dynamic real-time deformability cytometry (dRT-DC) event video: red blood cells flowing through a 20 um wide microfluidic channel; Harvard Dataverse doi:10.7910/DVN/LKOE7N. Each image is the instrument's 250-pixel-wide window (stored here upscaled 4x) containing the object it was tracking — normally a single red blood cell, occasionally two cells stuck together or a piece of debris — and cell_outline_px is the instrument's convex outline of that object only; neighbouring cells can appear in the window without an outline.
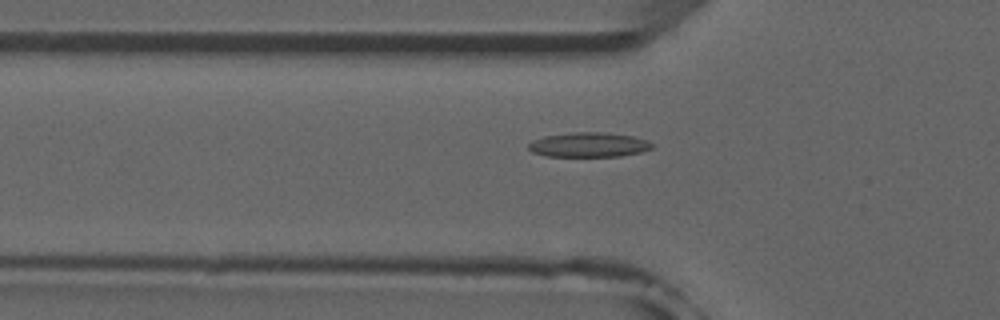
{"species": "common noctule bat (a hibernating species)", "species_latin": "Nyctalus noctula", "temperature_condition": "room temperature", "stored_images_in_passage": 54, "segment_of_instrument_passage": [1, 2], "camera_frame_rate_fps": 3000, "um_per_image_px": 0.085, "animal": {"sex": "male", "forearm_length_mm": 52.5}, "frame": {"image": 1, "passage_image": 18, "time_ms": 5.667, "image_size_px": [1000, 320], "cell_outline_px": [[652, 148], [640, 152], [620, 156], [544, 156], [532, 152], [528, 148], [528, 144], [532, 140], [544, 136], [572, 132], [604, 132], [632, 136], [644, 140], [652, 144]], "centroid_in_image_um": [49.98, 12.3], "position_along_channel_um": 75.8, "area_um2": 17.63}}
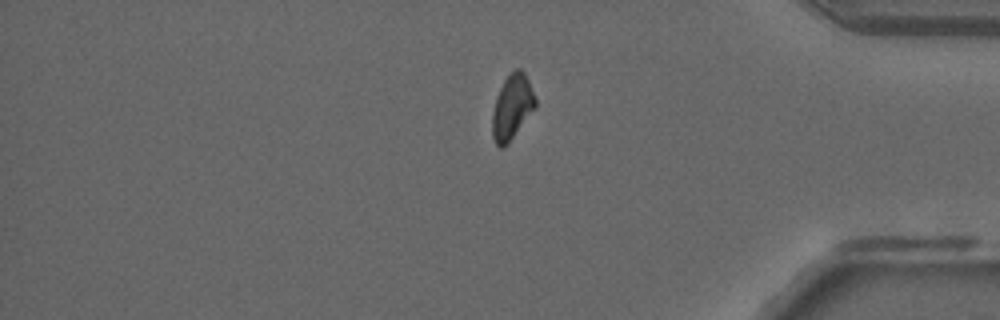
{"frame": {"image": 2, "passage_image": 44, "time_ms": 14.333, "image_size_px": [1000, 320], "cell_outline_px": [[536, 108], [508, 144], [504, 148], [500, 148], [496, 144], [492, 136], [492, 112], [496, 96], [504, 80], [516, 68], [520, 68], [524, 72], [528, 80], [536, 100]], "centroid_in_image_um": [43.52, 9.13], "position_along_channel_um": 391.7, "area_um2": 16.36}}
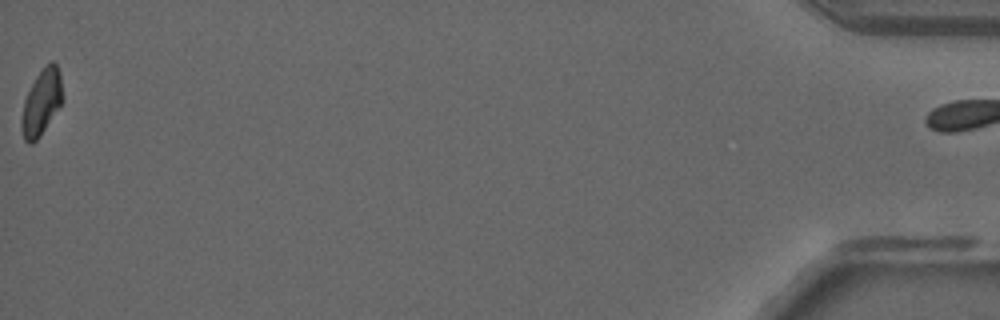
{"frame": {"image": 3, "passage_image": 53, "time_ms": 17.333, "image_size_px": [1000, 320], "cell_outline_px": [[64, 100], [40, 136], [32, 144], [28, 144], [24, 140], [20, 128], [20, 120], [24, 100], [36, 76], [52, 60], [56, 64], [60, 72]], "centroid_in_image_um": [3.52, 8.74], "position_along_channel_um": 431.7, "area_um2": 15.78}}